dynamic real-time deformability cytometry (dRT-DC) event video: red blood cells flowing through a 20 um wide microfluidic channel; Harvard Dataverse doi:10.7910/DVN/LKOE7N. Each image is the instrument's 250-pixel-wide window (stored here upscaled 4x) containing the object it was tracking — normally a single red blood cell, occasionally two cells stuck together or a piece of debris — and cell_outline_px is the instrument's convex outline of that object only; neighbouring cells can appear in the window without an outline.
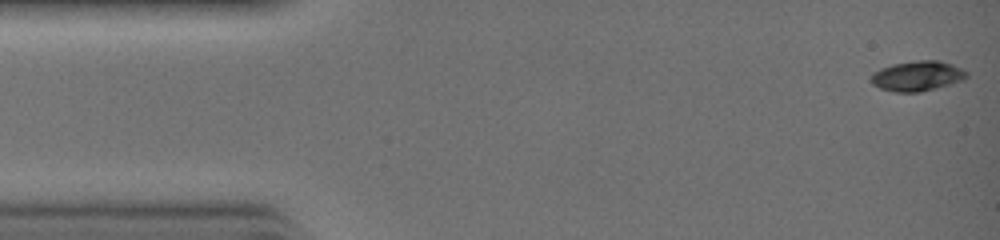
{"species": "common noctule bat (a hibernating species)", "species_latin": "Nyctalus noctula", "temperature_condition": "warm", "stored_images_in_passage": 32, "camera_frame_rate_fps": 3000, "um_per_image_px": 0.085, "animal": {"sex": "female", "body_mass_g": 19.0, "forearm_length_mm": 51.5}, "frame": {"image": 1, "passage_image": 1, "time_ms": 0.0, "image_size_px": [1000, 240], "cell_outline_px": [[968, 76], [964, 80], [920, 92], [892, 92], [880, 88], [872, 84], [868, 80], [872, 72], [880, 68], [892, 64], [916, 60], [940, 60], [952, 64], [968, 72]], "centroid_in_image_um": [77.93, 6.45], "position_along_channel_um": 7.1, "area_um2": 16.99}}
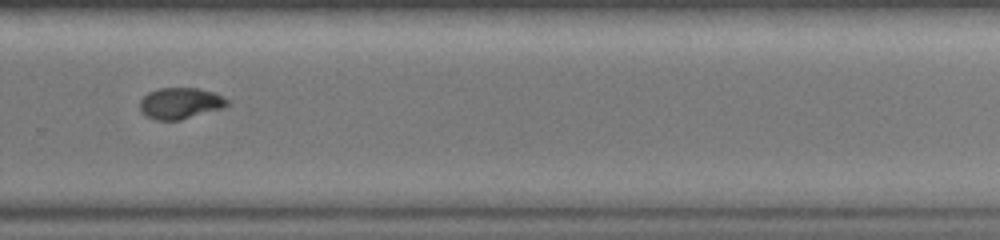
{"frame": {"image": 2, "passage_image": 22, "time_ms": 7.0, "image_size_px": [1000, 240], "cell_outline_px": [[232, 104], [224, 108], [180, 120], [156, 120], [148, 116], [140, 108], [140, 100], [148, 92], [160, 88], [196, 88], [216, 92], [228, 100]], "centroid_in_image_um": [15.39, 8.77], "position_along_channel_um": 314.4, "area_um2": 15.95}}
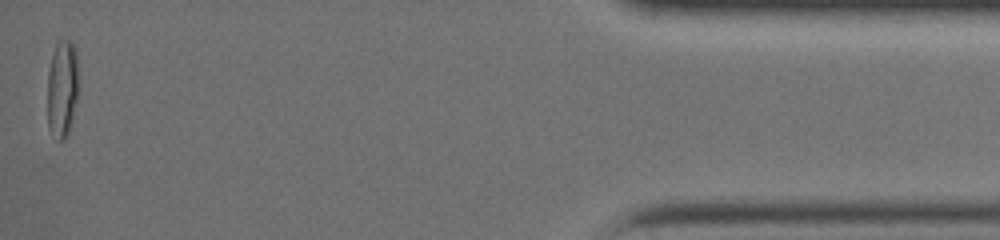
{"frame": {"image": 3, "passage_image": 32, "time_ms": 10.333, "image_size_px": [1000, 240], "cell_outline_px": [[80, 88], [68, 136], [64, 140], [60, 140], [48, 128], [48, 72], [52, 56], [56, 44], [60, 40], [68, 40], [72, 44], [76, 52], [80, 80]], "centroid_in_image_um": [5.33, 7.54], "position_along_channel_um": 429.9, "area_um2": 18.03}}